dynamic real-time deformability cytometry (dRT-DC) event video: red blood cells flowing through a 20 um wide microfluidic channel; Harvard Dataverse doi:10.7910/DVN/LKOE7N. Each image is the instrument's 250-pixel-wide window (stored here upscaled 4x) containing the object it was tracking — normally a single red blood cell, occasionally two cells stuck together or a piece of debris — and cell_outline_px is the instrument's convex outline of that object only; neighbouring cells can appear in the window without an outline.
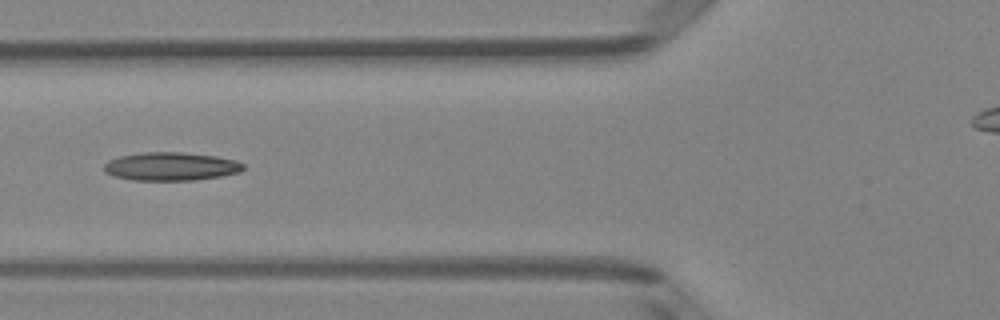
{"species": "Egyptian fruit bat (a non-hibernating species)", "species_latin": "Rousettus aegyptiacus", "temperature_condition": "room temperature", "stored_images_in_passage": 7, "camera_frame_rate_fps": 3000, "um_per_image_px": 0.085, "animal": {"sex": "female"}, "frame": {"image": 1, "passage_image": 6, "time_ms": 1.667, "image_size_px": [1000, 320], "cell_outline_px": [[244, 168], [240, 172], [220, 176], [196, 180], [132, 180], [112, 176], [104, 172], [104, 164], [108, 160], [120, 156], [140, 152], [184, 152], [216, 156], [236, 160], [244, 164]], "centroid_in_image_um": [14.51, 14.14], "position_along_channel_um": 111.3, "area_um2": 23.18}}
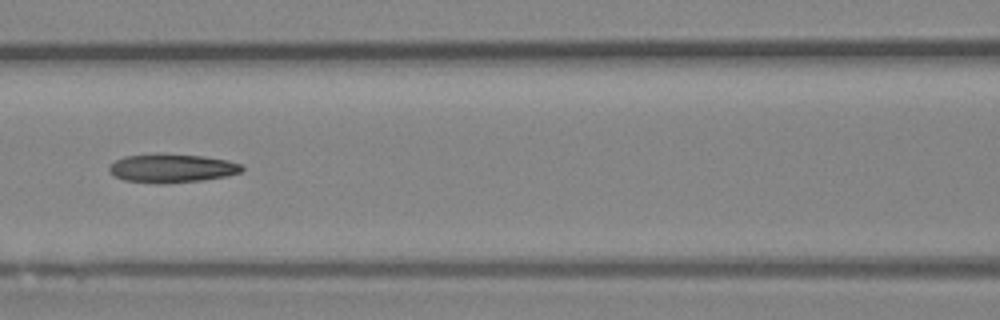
{"frame": {"image": 2, "passage_image": 7, "time_ms": 2.0, "image_size_px": [1000, 320], "cell_outline_px": [[244, 168], [240, 172], [228, 176], [200, 180], [156, 184], [124, 180], [108, 172], [108, 168], [116, 160], [124, 156], [160, 152], [204, 156], [228, 160], [244, 164]], "centroid_in_image_um": [14.61, 14.27], "position_along_channel_um": 152.0, "area_um2": 22.54}}